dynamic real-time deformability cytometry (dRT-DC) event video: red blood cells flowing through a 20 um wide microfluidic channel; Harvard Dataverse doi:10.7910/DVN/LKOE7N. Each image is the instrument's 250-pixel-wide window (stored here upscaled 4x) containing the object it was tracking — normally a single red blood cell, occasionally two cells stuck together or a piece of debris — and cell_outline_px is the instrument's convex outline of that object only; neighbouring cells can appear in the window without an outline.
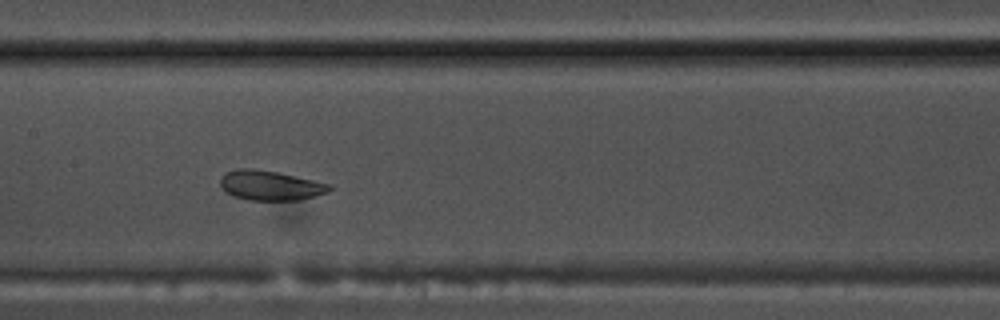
{"species": "common noctule bat (a hibernating species)", "species_latin": "Nyctalus noctula", "temperature_condition": "warm", "stored_images_in_passage": 20, "camera_frame_rate_fps": 3000, "um_per_image_px": 0.085, "animal": {"sex": "male", "body_mass_g": 17.5, "forearm_length_mm": 52.3}, "frame": {"image": 1, "passage_image": 17, "time_ms": 5.333, "image_size_px": [1000, 320], "cell_outline_px": [[332, 188], [328, 192], [300, 200], [248, 200], [232, 196], [224, 192], [220, 184], [220, 176], [224, 172], [240, 168], [252, 168], [276, 172], [332, 184]], "centroid_in_image_um": [22.93, 15.76], "position_along_channel_um": 184.5, "area_um2": 19.07}}